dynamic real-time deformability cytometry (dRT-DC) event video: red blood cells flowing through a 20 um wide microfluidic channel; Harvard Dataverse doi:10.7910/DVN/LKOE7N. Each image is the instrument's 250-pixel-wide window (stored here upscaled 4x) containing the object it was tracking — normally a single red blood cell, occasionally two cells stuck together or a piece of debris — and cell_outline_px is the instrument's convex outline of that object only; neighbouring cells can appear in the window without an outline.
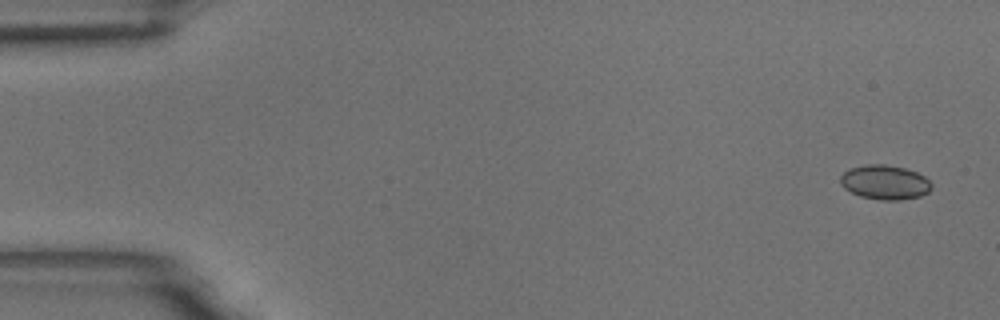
{"species": "common noctule bat (a hibernating species)", "species_latin": "Nyctalus noctula", "temperature_condition": "room temperature", "stored_images_in_passage": 11, "camera_frame_rate_fps": 3000, "um_per_image_px": 0.085, "animal": {"sex": "male", "body_mass_g": 18.8}, "frame": {"image": 1, "passage_image": 1, "time_ms": 0.0, "image_size_px": [1000, 320], "cell_outline_px": [[932, 188], [928, 192], [920, 196], [900, 200], [884, 200], [860, 196], [844, 188], [840, 184], [840, 176], [844, 172], [852, 168], [864, 164], [884, 164], [904, 168], [916, 172], [924, 176], [932, 184]], "centroid_in_image_um": [75.21, 15.49], "position_along_channel_um": 9.8, "area_um2": 18.21}}
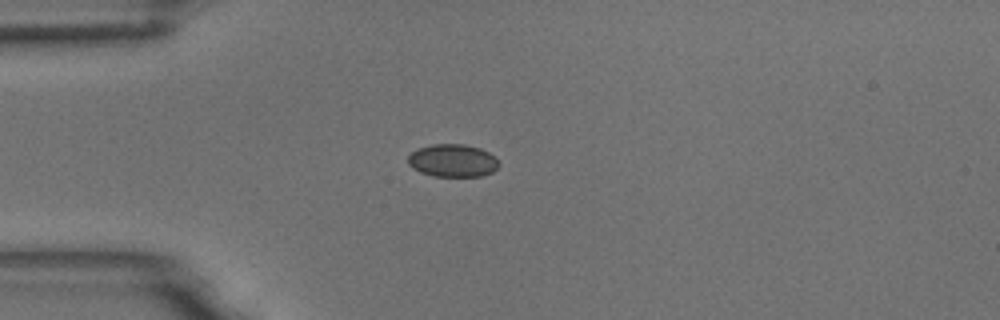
{"frame": {"image": 2, "passage_image": 4, "time_ms": 1.0, "image_size_px": [1000, 320], "cell_outline_px": [[500, 164], [492, 172], [480, 176], [432, 176], [420, 172], [412, 168], [408, 164], [408, 156], [416, 148], [432, 144], [464, 144], [480, 148], [488, 152]], "centroid_in_image_um": [38.43, 13.64], "position_along_channel_um": 46.6, "area_um2": 17.34}}
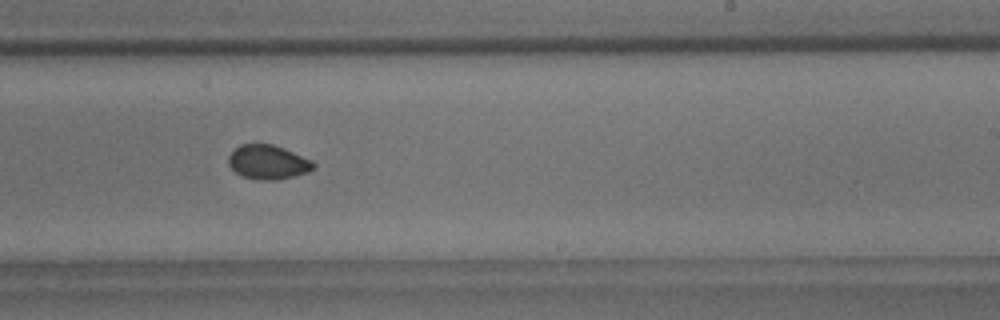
{"frame": {"image": 3, "passage_image": 10, "time_ms": 3.0, "image_size_px": [1000, 320], "cell_outline_px": [[316, 168], [308, 172], [276, 180], [260, 180], [244, 176], [236, 172], [228, 164], [228, 156], [240, 144], [272, 144], [284, 148], [312, 160], [316, 164]], "centroid_in_image_um": [22.8, 13.78], "position_along_channel_um": 266.2, "area_um2": 16.88}}